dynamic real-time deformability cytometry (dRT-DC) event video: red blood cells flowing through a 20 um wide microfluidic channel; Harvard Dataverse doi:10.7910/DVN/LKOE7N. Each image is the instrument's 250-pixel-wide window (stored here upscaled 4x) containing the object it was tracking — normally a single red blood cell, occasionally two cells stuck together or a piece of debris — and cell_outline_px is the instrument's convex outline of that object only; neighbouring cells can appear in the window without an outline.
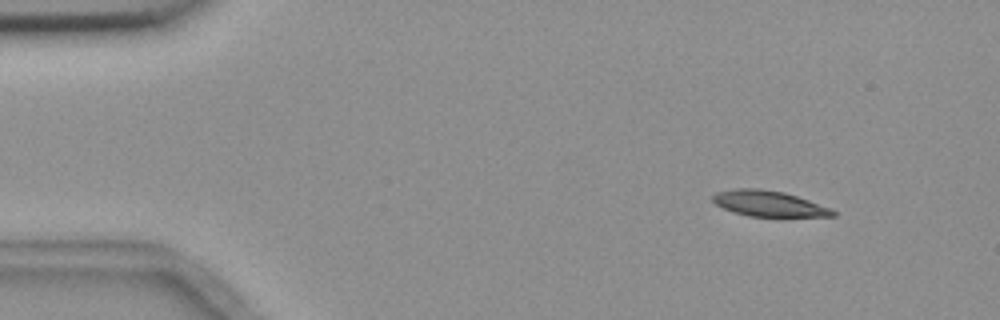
{"species": "common noctule bat (a hibernating species)", "species_latin": "Nyctalus noctula", "temperature_condition": "room temperature", "stored_images_in_passage": 10, "camera_frame_rate_fps": 3000, "um_per_image_px": 0.085, "animal": {"sex": "female", "body_mass_g": 18.4}, "frame": {"image": 1, "passage_image": 1, "time_ms": 0.0, "image_size_px": [1000, 320], "cell_outline_px": [[836, 216], [748, 216], [732, 212], [716, 204], [712, 200], [712, 196], [716, 192], [740, 188], [760, 188], [784, 192], [832, 208], [836, 212]], "centroid_in_image_um": [65.34, 17.3], "position_along_channel_um": 19.7, "area_um2": 17.86}}
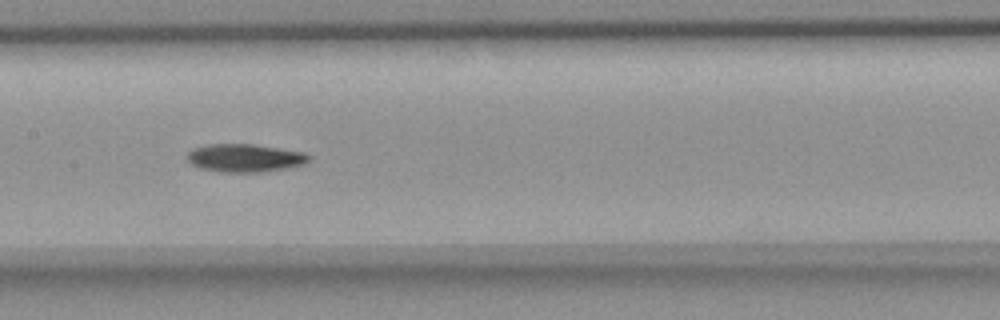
{"frame": {"image": 2, "passage_image": 7, "time_ms": 7.0, "image_size_px": [1000, 320], "cell_outline_px": [[312, 156], [304, 164], [284, 168], [260, 172], [220, 172], [200, 168], [192, 164], [184, 156], [192, 148], [208, 144], [252, 144], [304, 152]], "centroid_in_image_um": [20.77, 13.42], "position_along_channel_um": 186.6, "area_um2": 19.88}}
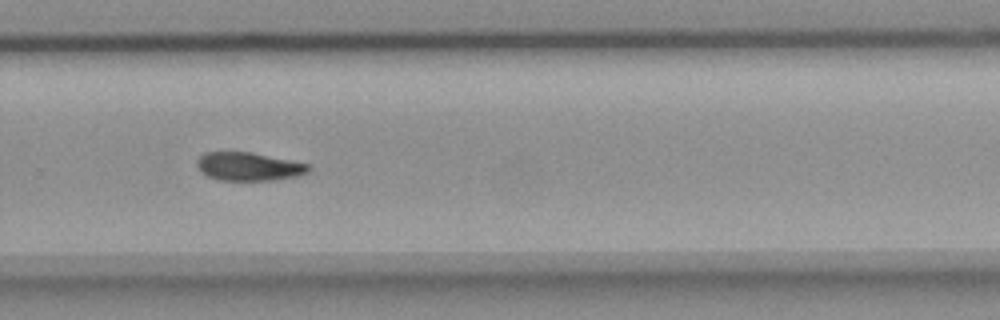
{"frame": {"image": 3, "passage_image": 10, "time_ms": 10.333, "image_size_px": [1000, 320], "cell_outline_px": [[312, 168], [308, 172], [296, 176], [276, 180], [220, 180], [208, 176], [200, 172], [196, 164], [196, 160], [204, 152], [252, 152], [308, 164]], "centroid_in_image_um": [21.11, 14.15], "position_along_channel_um": 308.7, "area_um2": 18.44}}